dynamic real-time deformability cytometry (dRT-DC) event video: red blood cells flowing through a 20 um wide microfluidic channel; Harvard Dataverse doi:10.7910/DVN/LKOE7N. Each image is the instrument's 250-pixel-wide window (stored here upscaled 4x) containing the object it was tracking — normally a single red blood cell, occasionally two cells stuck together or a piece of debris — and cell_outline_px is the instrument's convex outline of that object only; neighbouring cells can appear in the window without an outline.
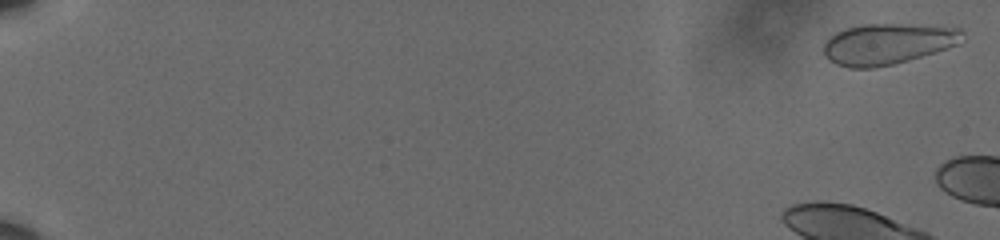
{"species": "human", "species_latin": "Homo sapiens", "temperature_condition": "cold", "stored_images_in_passage": 15, "camera_frame_rate_fps": 3000, "um_per_image_px": 0.085, "donor": {"sex": "male"}, "frame": {"image": 1, "passage_image": 1, "time_ms": 0.0, "image_size_px": [1000, 240], "cell_outline_px": [[964, 40], [960, 44], [936, 52], [908, 60], [892, 64], [872, 68], [848, 68], [836, 64], [828, 60], [824, 56], [824, 40], [836, 32], [844, 28], [864, 24], [900, 24], [960, 28], [964, 32]], "centroid_in_image_um": [75.44, 3.73], "position_along_channel_um": 9.6, "area_um2": 33.35}}